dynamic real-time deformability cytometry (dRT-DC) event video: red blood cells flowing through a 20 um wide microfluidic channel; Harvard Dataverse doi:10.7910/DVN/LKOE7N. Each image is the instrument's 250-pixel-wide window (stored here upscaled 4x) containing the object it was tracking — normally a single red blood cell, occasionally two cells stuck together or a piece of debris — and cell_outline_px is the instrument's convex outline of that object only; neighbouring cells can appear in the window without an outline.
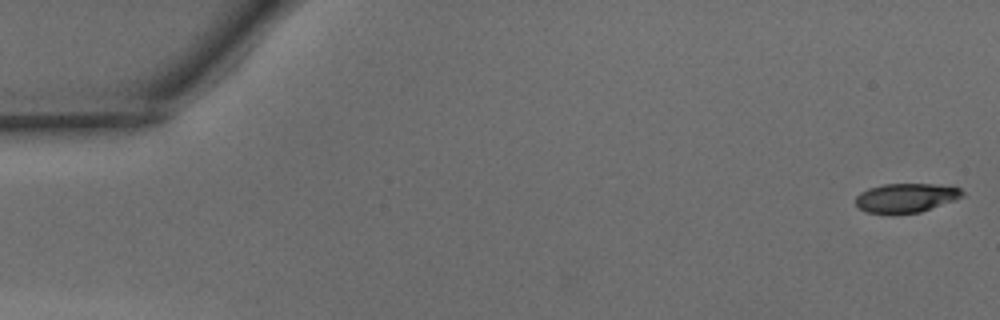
{"species": "common noctule bat (a hibernating species)", "species_latin": "Nyctalus noctula", "temperature_condition": "warm", "stored_images_in_passage": 49, "camera_frame_rate_fps": 3000, "um_per_image_px": 0.085, "animal": {"sex": "male", "body_mass_g": 15.6}, "frame": {"image": 1, "passage_image": 1, "time_ms": 0.0, "image_size_px": [1000, 320], "cell_outline_px": [[964, 196], [920, 212], [868, 212], [860, 208], [856, 204], [856, 196], [860, 192], [868, 188], [884, 184], [936, 184], [960, 188], [964, 192]], "centroid_in_image_um": [77.02, 16.78], "position_along_channel_um": 8.0, "area_um2": 17.63}}
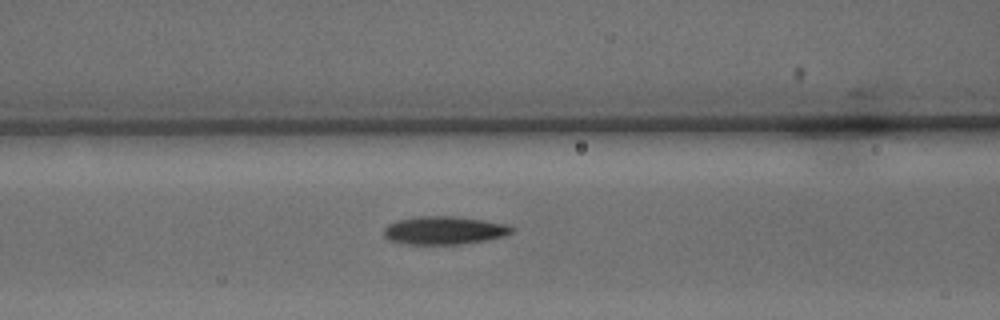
{"frame": {"image": 2, "passage_image": 20, "time_ms": 6.333, "image_size_px": [1000, 320], "cell_outline_px": [[516, 228], [512, 232], [504, 236], [484, 240], [460, 244], [404, 244], [388, 240], [384, 236], [384, 228], [388, 224], [396, 220], [416, 216], [456, 216], [484, 220], [504, 224]], "centroid_in_image_um": [37.71, 19.57], "position_along_channel_um": 128.9, "area_um2": 21.04}}
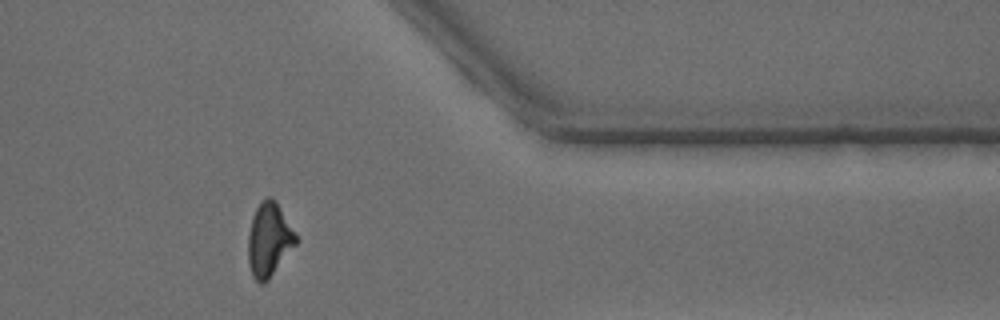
{"frame": {"image": 3, "passage_image": 40, "time_ms": 13.0, "image_size_px": [1000, 320], "cell_outline_px": [[300, 240], [268, 280], [264, 284], [260, 284], [252, 276], [248, 264], [248, 236], [252, 216], [260, 200], [268, 196], [272, 196], [276, 200]], "centroid_in_image_um": [22.87, 20.36], "position_along_channel_um": 388.5, "area_um2": 20.92}, "authors_computed_cell_mechanics": {"area_um2": 20.1144, "velocity_mm_per_s": 4.1521, "shape_relaxation_time_tau1_ms": 6.1893, "shape_relaxation_time_tau2_ms": 2.8134, "deformation_change_tau1": 0.182, "deformation_change_tau2": 0.1176}}